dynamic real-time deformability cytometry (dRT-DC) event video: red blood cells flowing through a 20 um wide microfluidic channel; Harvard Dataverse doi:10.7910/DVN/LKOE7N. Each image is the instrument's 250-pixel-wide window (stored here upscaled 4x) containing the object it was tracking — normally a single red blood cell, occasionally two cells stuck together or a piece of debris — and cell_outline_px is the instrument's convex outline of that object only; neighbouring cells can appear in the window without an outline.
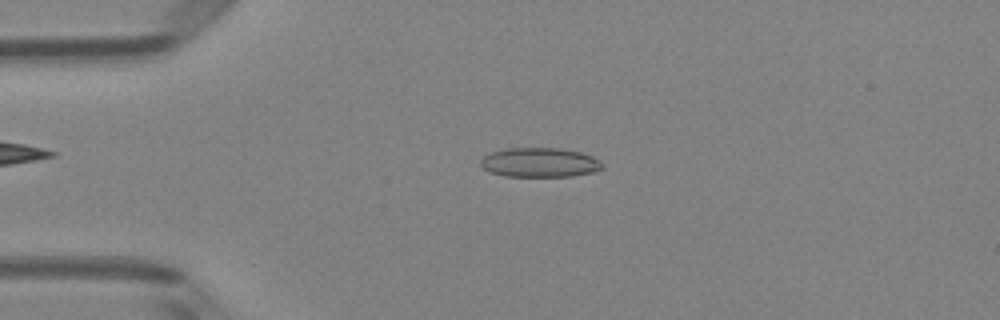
{"species": "Egyptian fruit bat (a non-hibernating species)", "species_latin": "Rousettus aegyptiacus", "temperature_condition": "room temperature", "stored_images_in_passage": 3, "camera_frame_rate_fps": 3000, "um_per_image_px": 0.085, "animal": {"sex": "female"}, "frame": {"image": 1, "passage_image": 3, "time_ms": 0.667, "image_size_px": [1000, 320], "cell_outline_px": [[604, 168], [596, 172], [572, 176], [504, 176], [488, 172], [480, 164], [480, 160], [484, 156], [492, 152], [504, 148], [564, 148], [580, 152], [592, 156], [600, 160], [604, 164]], "centroid_in_image_um": [45.91, 13.81], "position_along_channel_um": 39.1, "area_um2": 21.15}}